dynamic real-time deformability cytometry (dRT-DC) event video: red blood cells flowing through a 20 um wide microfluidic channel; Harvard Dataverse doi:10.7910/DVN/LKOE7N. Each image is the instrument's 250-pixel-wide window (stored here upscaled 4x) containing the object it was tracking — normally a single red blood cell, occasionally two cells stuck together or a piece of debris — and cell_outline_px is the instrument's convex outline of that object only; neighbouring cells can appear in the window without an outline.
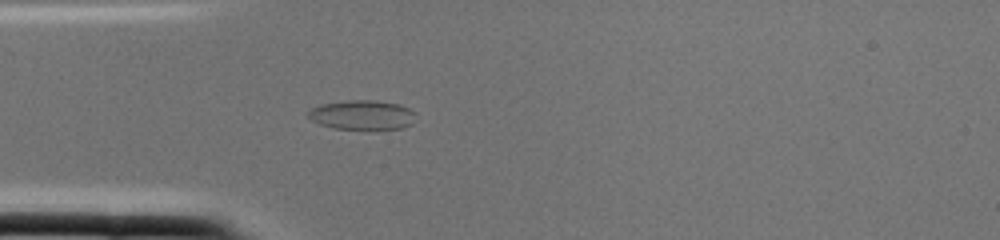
{"species": "common noctule bat (a hibernating species)", "species_latin": "Nyctalus noctula", "temperature_condition": "cold", "stored_images_in_passage": 1, "camera_frame_rate_fps": 3000, "um_per_image_px": 0.085, "animal": {"sex": "female", "body_mass_g": 22.0, "forearm_length_mm": 56.7}, "frame": {"image": 1, "passage_image": 1, "time_ms": 0.0, "image_size_px": [1000, 240], "cell_outline_px": [[416, 112], [412, 124], [404, 128], [332, 128], [320, 124], [312, 120], [308, 116], [308, 112], [312, 108], [320, 104], [348, 100], [376, 100], [400, 104]], "centroid_in_image_um": [30.8, 9.75], "position_along_channel_um": 54.2, "area_um2": 18.32}}